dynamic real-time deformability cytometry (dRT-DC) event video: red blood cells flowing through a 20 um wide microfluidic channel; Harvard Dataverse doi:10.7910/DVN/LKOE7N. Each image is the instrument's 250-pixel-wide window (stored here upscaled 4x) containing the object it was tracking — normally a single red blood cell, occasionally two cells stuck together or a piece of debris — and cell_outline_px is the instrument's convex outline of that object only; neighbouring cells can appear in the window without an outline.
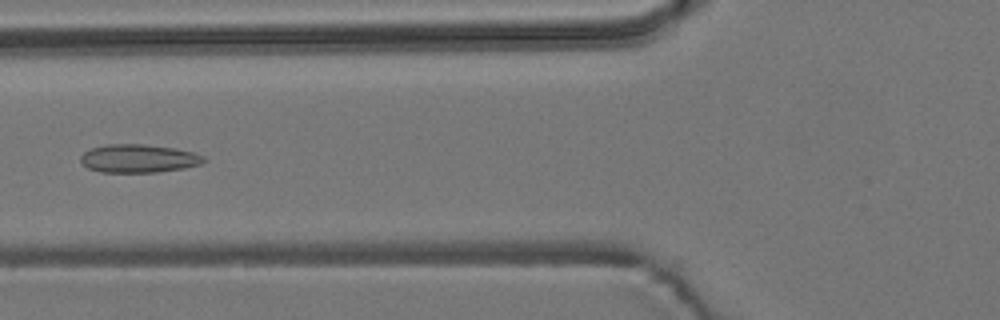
{"species": "common noctule bat (a hibernating species)", "species_latin": "Nyctalus noctula", "temperature_condition": "room temperature", "stored_images_in_passage": 5, "camera_frame_rate_fps": 3000, "um_per_image_px": 0.085, "animal": {"sex": "male", "body_mass_g": 19.2, "forearm_length_mm": 51.8}, "frame": {"image": 1, "passage_image": 5, "time_ms": 4.667, "image_size_px": [1000, 320], "cell_outline_px": [[208, 160], [200, 164], [184, 168], [156, 172], [100, 172], [88, 168], [80, 160], [80, 156], [84, 152], [92, 148], [108, 144], [144, 144], [176, 148], [192, 152], [204, 156]], "centroid_in_image_um": [11.79, 13.47], "position_along_channel_um": 114.0, "area_um2": 20.29}}